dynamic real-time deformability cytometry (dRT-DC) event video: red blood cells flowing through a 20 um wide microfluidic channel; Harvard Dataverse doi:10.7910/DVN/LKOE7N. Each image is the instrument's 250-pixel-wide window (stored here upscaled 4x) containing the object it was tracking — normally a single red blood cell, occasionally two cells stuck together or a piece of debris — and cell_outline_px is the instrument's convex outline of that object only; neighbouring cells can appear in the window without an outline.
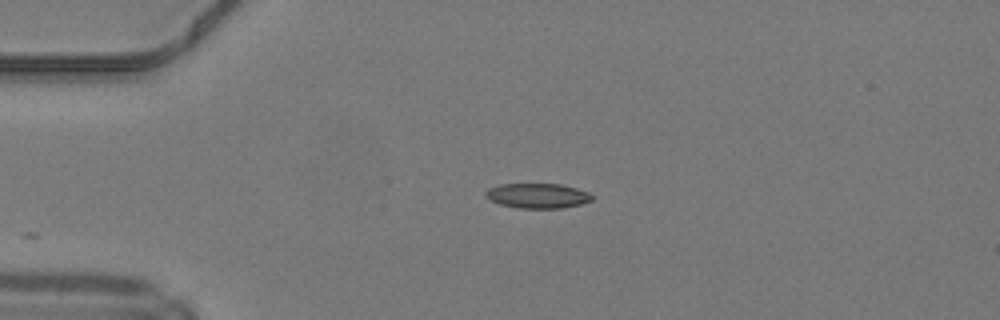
{"species": "common noctule bat (a hibernating species)", "species_latin": "Nyctalus noctula", "temperature_condition": "warm", "stored_images_in_passage": 16, "camera_frame_rate_fps": 3000, "um_per_image_px": 0.085, "animal": {"sex": "male", "body_mass_g": 19.2, "forearm_length_mm": 51.8}, "frame": {"image": 1, "passage_image": 1, "time_ms": 0.0, "image_size_px": [1000, 320], "cell_outline_px": [[592, 200], [580, 204], [560, 208], [516, 208], [500, 204], [492, 200], [484, 192], [488, 188], [500, 184], [560, 184], [576, 188], [588, 192], [592, 196]], "centroid_in_image_um": [45.69, 16.63], "position_along_channel_um": 39.3, "area_um2": 15.26}}
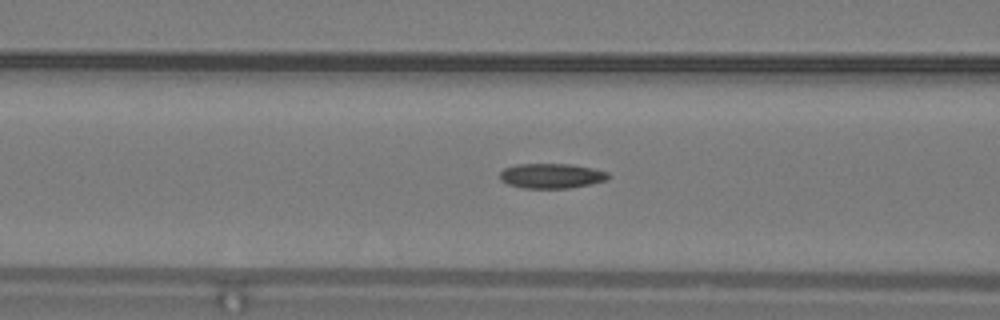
{"frame": {"image": 2, "passage_image": 9, "time_ms": 2.667, "image_size_px": [1000, 320], "cell_outline_px": [[612, 176], [608, 180], [568, 188], [524, 188], [508, 184], [500, 180], [500, 172], [504, 168], [516, 164], [572, 164], [592, 168], [608, 172]], "centroid_in_image_um": [46.88, 14.94], "position_along_channel_um": 119.7, "area_um2": 15.78}}
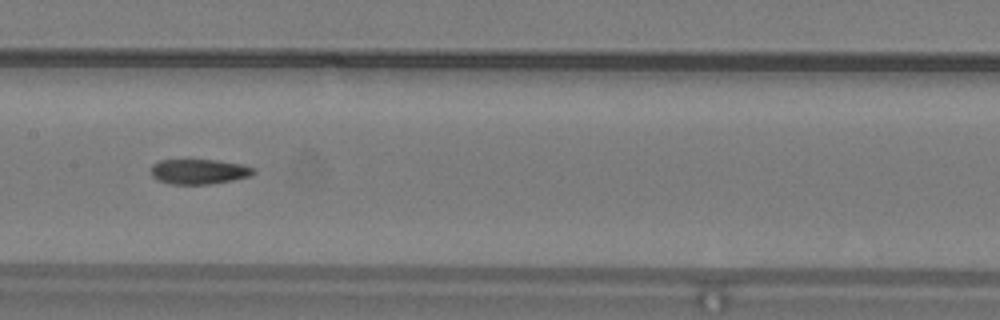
{"frame": {"image": 3, "passage_image": 14, "time_ms": 4.333, "image_size_px": [1000, 320], "cell_outline_px": [[256, 172], [252, 176], [212, 184], [172, 184], [156, 180], [152, 176], [152, 164], [160, 160], [216, 160], [244, 164], [252, 168]], "centroid_in_image_um": [16.93, 14.59], "position_along_channel_um": 190.5, "area_um2": 15.03}}